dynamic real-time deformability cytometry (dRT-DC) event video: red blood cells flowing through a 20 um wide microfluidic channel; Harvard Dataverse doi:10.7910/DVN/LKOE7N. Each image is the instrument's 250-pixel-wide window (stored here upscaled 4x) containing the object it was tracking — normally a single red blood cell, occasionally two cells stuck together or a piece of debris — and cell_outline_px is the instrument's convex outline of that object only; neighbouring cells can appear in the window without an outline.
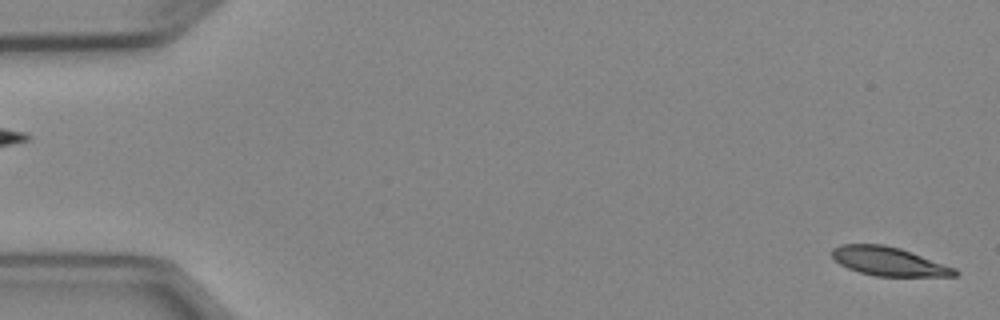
{"species": "Egyptian fruit bat (a non-hibernating species)", "species_latin": "Rousettus aegyptiacus", "temperature_condition": "cold", "stored_images_in_passage": 6, "segment_of_instrument_passage": [2, 2], "camera_frame_rate_fps": 3000, "um_per_image_px": 0.085, "animal": {"sex": "female"}, "frame": {"image": 1, "passage_image": 6, "time_ms": 5.667, "image_size_px": [1000, 320], "cell_outline_px": [[960, 272], [956, 276], [876, 276], [860, 272], [848, 268], [840, 264], [832, 256], [832, 248], [840, 244], [884, 244], [900, 248], [956, 268]], "centroid_in_image_um": [75.55, 22.21], "position_along_channel_um": 9.4, "area_um2": 20.52}}